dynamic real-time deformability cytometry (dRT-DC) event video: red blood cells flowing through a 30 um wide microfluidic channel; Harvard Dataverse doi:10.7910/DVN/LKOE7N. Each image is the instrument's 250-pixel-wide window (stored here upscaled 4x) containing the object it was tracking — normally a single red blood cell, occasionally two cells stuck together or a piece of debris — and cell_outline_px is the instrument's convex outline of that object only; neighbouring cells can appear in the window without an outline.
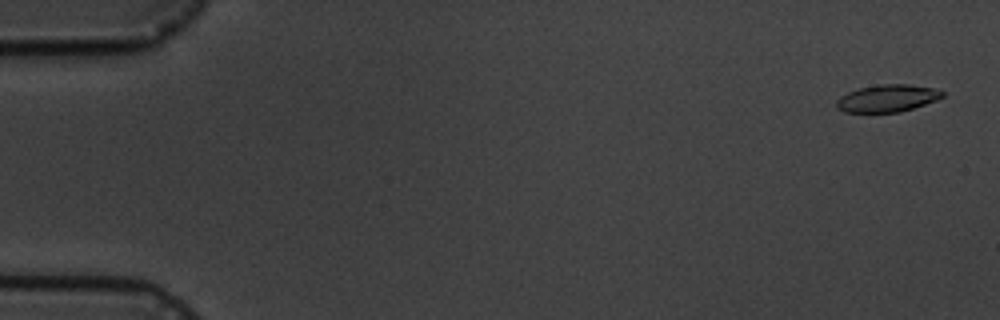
{"species": "common noctule bat (a hibernating species)", "species_latin": "Nyctalus noctula", "temperature_condition": "cold", "stored_images_in_passage": 10, "camera_frame_rate_fps": 3000, "um_per_image_px": 0.085, "animal": {"sex": "male", "body_mass_g": 19.5, "forearm_length_mm": 54.6}, "frame": {"image": 1, "passage_image": 1, "time_ms": 0.0, "image_size_px": [1000, 320], "cell_outline_px": [[944, 96], [936, 100], [900, 112], [844, 112], [836, 108], [836, 100], [840, 96], [848, 92], [860, 88], [880, 84], [908, 84], [932, 88], [944, 92]], "centroid_in_image_um": [75.39, 8.35], "position_along_channel_um": 9.6, "area_um2": 16.7}}
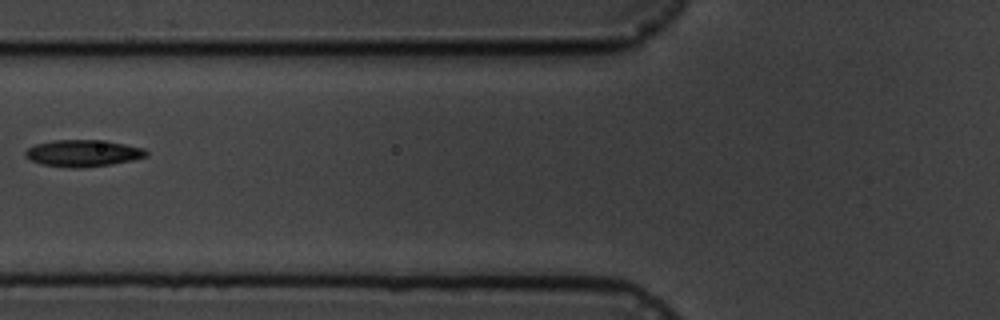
{"frame": {"image": 2, "passage_image": 7, "time_ms": 7.0, "image_size_px": [1000, 320], "cell_outline_px": [[148, 156], [132, 160], [112, 164], [80, 168], [68, 168], [44, 164], [28, 160], [24, 156], [24, 152], [28, 148], [36, 144], [52, 140], [96, 140], [124, 144], [144, 148], [148, 152]], "centroid_in_image_um": [7.03, 13.03], "position_along_channel_um": 118.8, "area_um2": 18.84}}
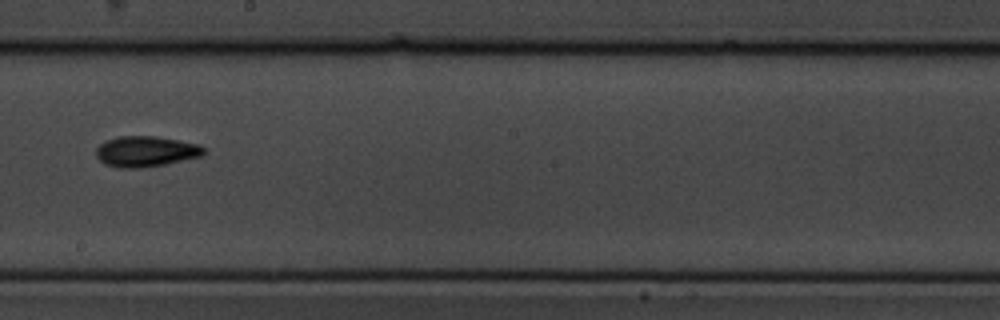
{"frame": {"image": 3, "passage_image": 10, "time_ms": 10.333, "image_size_px": [1000, 320], "cell_outline_px": [[208, 152], [204, 156], [164, 164], [140, 168], [116, 168], [104, 164], [96, 156], [96, 148], [100, 144], [108, 140], [120, 136], [156, 136], [200, 144]], "centroid_in_image_um": [12.43, 12.88], "position_along_channel_um": 235.8, "area_um2": 19.42}}